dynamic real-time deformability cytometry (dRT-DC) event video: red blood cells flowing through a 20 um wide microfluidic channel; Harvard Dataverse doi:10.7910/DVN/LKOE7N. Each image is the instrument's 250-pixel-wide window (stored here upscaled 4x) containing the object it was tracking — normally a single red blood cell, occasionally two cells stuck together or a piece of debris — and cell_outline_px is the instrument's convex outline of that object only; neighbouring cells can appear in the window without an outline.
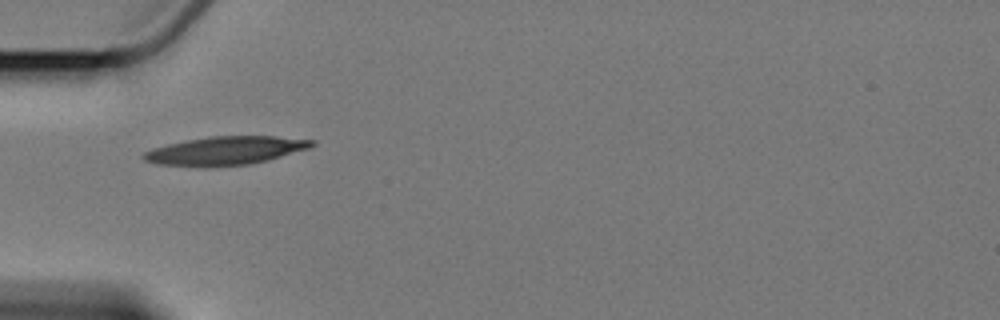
{"species": "Egyptian fruit bat (a non-hibernating species)", "species_latin": "Rousettus aegyptiacus", "temperature_condition": "cold", "stored_images_in_passage": 1, "camera_frame_rate_fps": 3000, "um_per_image_px": 0.085, "animal": {"sex": "female"}, "frame": {"image": 1, "passage_image": 1, "time_ms": 0.0, "image_size_px": [1000, 320], "cell_outline_px": [[316, 144], [308, 148], [268, 160], [252, 164], [208, 168], [204, 168], [156, 164], [144, 160], [140, 156], [144, 152], [152, 148], [184, 140], [208, 136], [276, 136], [316, 140]], "centroid_in_image_um": [19.11, 12.82], "position_along_channel_um": 65.9, "area_um2": 28.44}}